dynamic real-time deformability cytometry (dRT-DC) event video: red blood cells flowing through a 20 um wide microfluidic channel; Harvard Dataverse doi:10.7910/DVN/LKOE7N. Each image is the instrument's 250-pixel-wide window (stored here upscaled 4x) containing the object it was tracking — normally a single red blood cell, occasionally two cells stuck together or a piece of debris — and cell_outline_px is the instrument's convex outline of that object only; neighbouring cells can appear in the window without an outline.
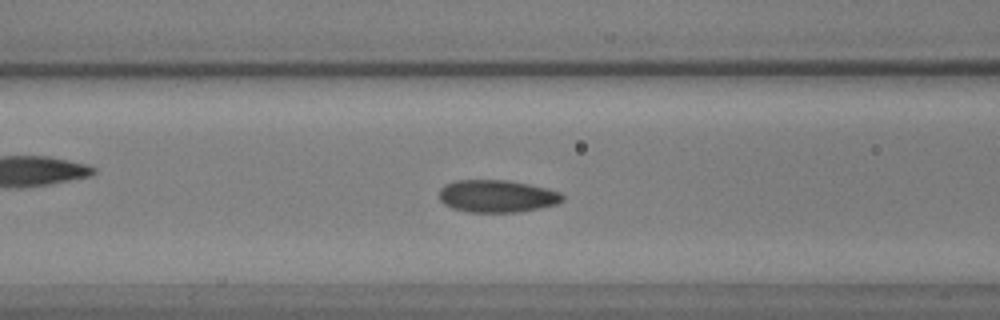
{"species": "common noctule bat (a hibernating species)", "species_latin": "Nyctalus noctula", "temperature_condition": "warm", "stored_images_in_passage": 58, "camera_frame_rate_fps": 3000, "um_per_image_px": 0.085, "animal": {"sex": "male", "body_mass_g": 17.9, "forearm_length_mm": 54.2}, "frame": {"image": 1, "passage_image": 23, "time_ms": 7.333, "image_size_px": [1000, 320], "cell_outline_px": [[564, 200], [556, 204], [540, 208], [516, 212], [468, 212], [452, 208], [444, 204], [440, 200], [440, 188], [444, 184], [456, 180], [508, 180], [528, 184], [560, 192], [564, 196]], "centroid_in_image_um": [42.22, 16.67], "position_along_channel_um": 124.4, "area_um2": 23.29}}
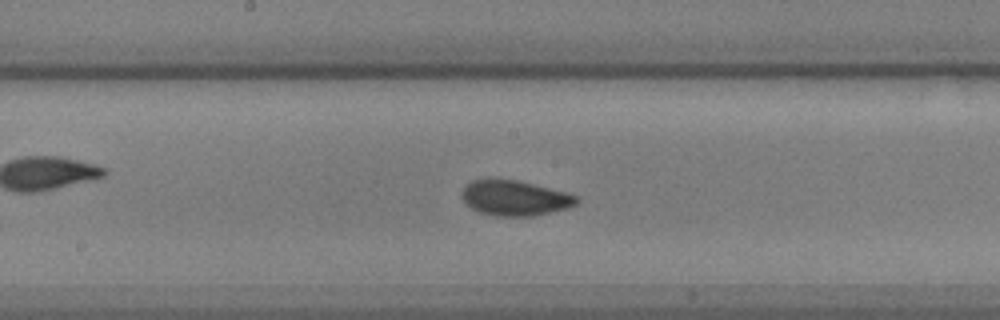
{"frame": {"image": 2, "passage_image": 30, "time_ms": 9.667, "image_size_px": [1000, 320], "cell_outline_px": [[580, 200], [576, 204], [568, 208], [532, 216], [496, 216], [480, 212], [472, 208], [460, 196], [464, 188], [472, 180], [516, 180], [568, 192], [580, 196]], "centroid_in_image_um": [43.82, 16.84], "position_along_channel_um": 204.4, "area_um2": 23.35}}
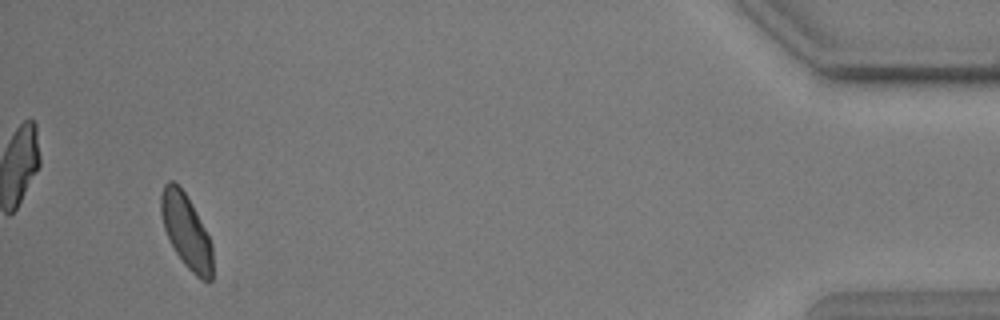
{"frame": {"image": 3, "passage_image": 55, "time_ms": 18.0, "image_size_px": [1000, 320], "cell_outline_px": [[212, 280], [200, 280], [184, 264], [176, 252], [164, 228], [160, 212], [160, 196], [164, 184], [168, 180], [172, 180], [184, 192], [196, 212], [212, 244]], "centroid_in_image_um": [15.82, 19.65], "position_along_channel_um": 419.4, "area_um2": 21.85}}